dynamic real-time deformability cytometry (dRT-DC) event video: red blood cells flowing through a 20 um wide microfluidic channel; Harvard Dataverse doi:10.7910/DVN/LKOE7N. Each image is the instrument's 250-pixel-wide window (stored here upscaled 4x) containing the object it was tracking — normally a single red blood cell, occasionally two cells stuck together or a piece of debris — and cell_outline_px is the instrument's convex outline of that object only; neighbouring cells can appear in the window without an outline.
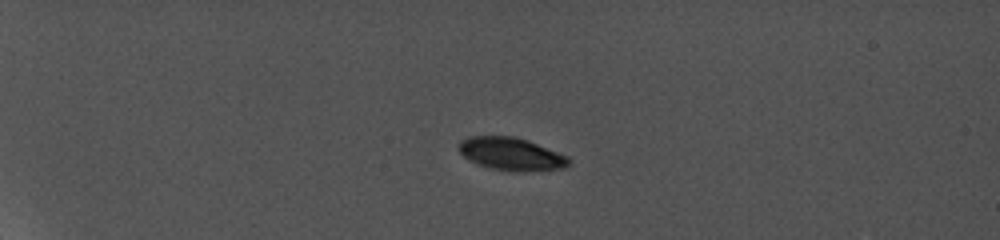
{"species": "common noctule bat (a hibernating species)", "species_latin": "Nyctalus noctula", "temperature_condition": "cold", "stored_images_in_passage": 11, "camera_frame_rate_fps": 5000, "um_per_image_px": 0.085, "animal": {"sex": "female", "body_mass_g": 19.0, "forearm_length_mm": 56.7}, "frame": {"image": 1, "passage_image": 7, "time_ms": 5.4, "image_size_px": [1000, 240], "cell_outline_px": [[572, 164], [564, 168], [524, 172], [512, 172], [492, 168], [476, 164], [464, 156], [456, 148], [460, 140], [468, 136], [512, 136], [528, 140], [568, 156], [572, 160]], "centroid_in_image_um": [43.46, 13.09], "position_along_channel_um": 41.5, "area_um2": 21.39}}
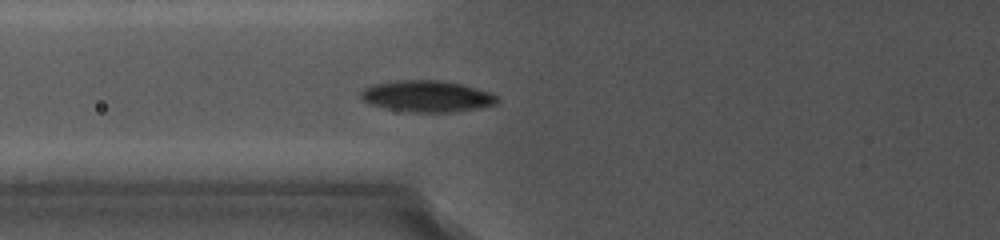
{"frame": {"image": 2, "passage_image": 11, "time_ms": 9.0, "image_size_px": [1000, 240], "cell_outline_px": [[500, 100], [496, 104], [476, 108], [452, 112], [412, 112], [384, 108], [372, 104], [364, 100], [360, 96], [360, 92], [364, 88], [372, 84], [396, 80], [444, 80], [476, 88], [488, 92], [496, 96]], "centroid_in_image_um": [36.27, 8.17], "position_along_channel_um": 89.5, "area_um2": 24.85}}